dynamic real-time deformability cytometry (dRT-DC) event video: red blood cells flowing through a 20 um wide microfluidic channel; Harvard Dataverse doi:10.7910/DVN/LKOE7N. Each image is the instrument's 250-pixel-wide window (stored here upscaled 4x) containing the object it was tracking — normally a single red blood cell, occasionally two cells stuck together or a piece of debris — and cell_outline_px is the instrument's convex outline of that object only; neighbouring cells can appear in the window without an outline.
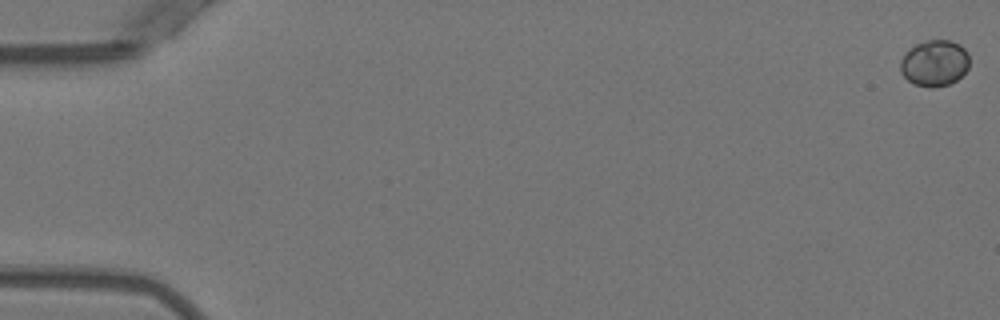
{"species": "Egyptian fruit bat (a non-hibernating species)", "species_latin": "Rousettus aegyptiacus", "temperature_condition": "warm", "stored_images_in_passage": 53, "camera_frame_rate_fps": 3000, "um_per_image_px": 0.085, "animal": {"sex": "female"}, "frame": {"image": 1, "passage_image": 1, "time_ms": 0.0, "image_size_px": [1000, 320], "cell_outline_px": [[968, 68], [956, 80], [948, 84], [932, 88], [928, 88], [912, 84], [900, 72], [900, 60], [916, 44], [928, 40], [948, 40], [960, 44], [968, 52]], "centroid_in_image_um": [79.43, 5.38], "position_along_channel_um": 5.6, "area_um2": 18.5}}
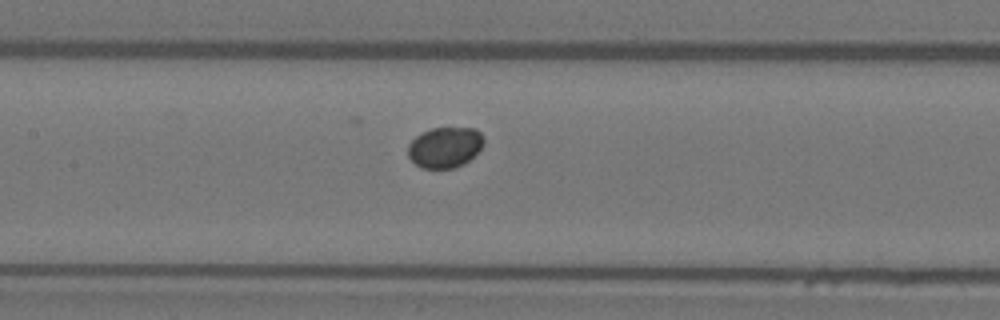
{"frame": {"image": 2, "passage_image": 26, "time_ms": 8.333, "image_size_px": [1000, 320], "cell_outline_px": [[484, 144], [464, 164], [456, 168], [420, 168], [408, 156], [408, 144], [420, 132], [432, 128], [476, 128], [484, 136]], "centroid_in_image_um": [37.81, 12.51], "position_along_channel_um": 169.6, "area_um2": 18.03}}
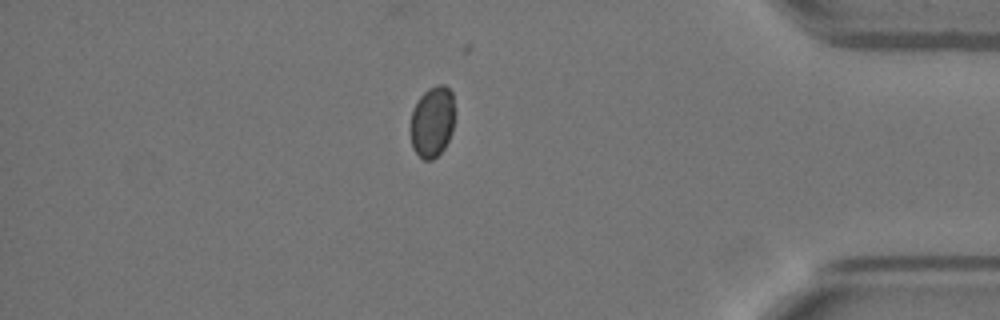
{"frame": {"image": 3, "passage_image": 46, "time_ms": 15.0, "image_size_px": [1000, 320], "cell_outline_px": [[452, 132], [444, 148], [432, 160], [424, 160], [412, 148], [408, 128], [412, 108], [416, 100], [428, 88], [436, 84], [444, 84], [452, 92]], "centroid_in_image_um": [36.67, 10.34], "position_along_channel_um": 398.5, "area_um2": 18.55}}